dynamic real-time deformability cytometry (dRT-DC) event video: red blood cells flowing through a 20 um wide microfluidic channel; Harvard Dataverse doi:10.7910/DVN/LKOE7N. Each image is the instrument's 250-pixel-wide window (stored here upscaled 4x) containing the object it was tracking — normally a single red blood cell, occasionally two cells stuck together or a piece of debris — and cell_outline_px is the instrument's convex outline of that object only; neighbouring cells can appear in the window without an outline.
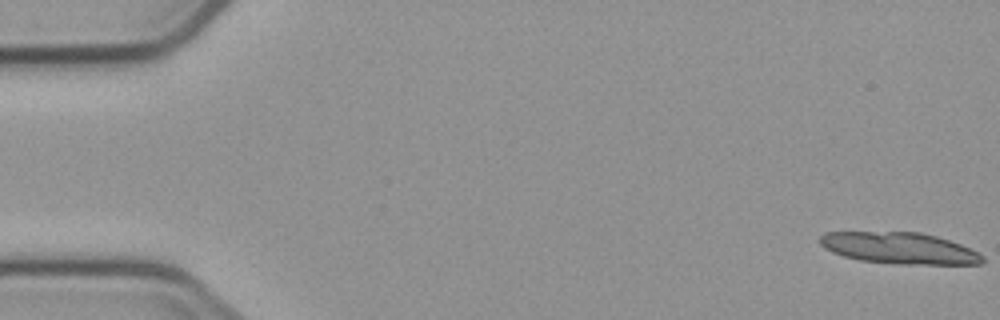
{"species": "common noctule bat (a hibernating species)", "species_latin": "Nyctalus noctula", "temperature_condition": "cold", "stored_images_in_passage": 2, "segment_of_instrument_passage": [2, 2], "camera_frame_rate_fps": 3000, "um_per_image_px": 0.085, "animal": {"sex": "male", "body_mass_g": 23.1, "forearm_length_mm": 52.7}, "frame": {"image": 1, "passage_image": 2, "time_ms": 1.333, "image_size_px": [1000, 320], "cell_outline_px": [[984, 260], [980, 264], [896, 264], [860, 260], [844, 256], [832, 252], [824, 248], [820, 244], [820, 236], [824, 232], [920, 232], [936, 236], [960, 244], [984, 256]], "centroid_in_image_um": [76.42, 21.09], "position_along_channel_um": 8.6, "area_um2": 29.65}}